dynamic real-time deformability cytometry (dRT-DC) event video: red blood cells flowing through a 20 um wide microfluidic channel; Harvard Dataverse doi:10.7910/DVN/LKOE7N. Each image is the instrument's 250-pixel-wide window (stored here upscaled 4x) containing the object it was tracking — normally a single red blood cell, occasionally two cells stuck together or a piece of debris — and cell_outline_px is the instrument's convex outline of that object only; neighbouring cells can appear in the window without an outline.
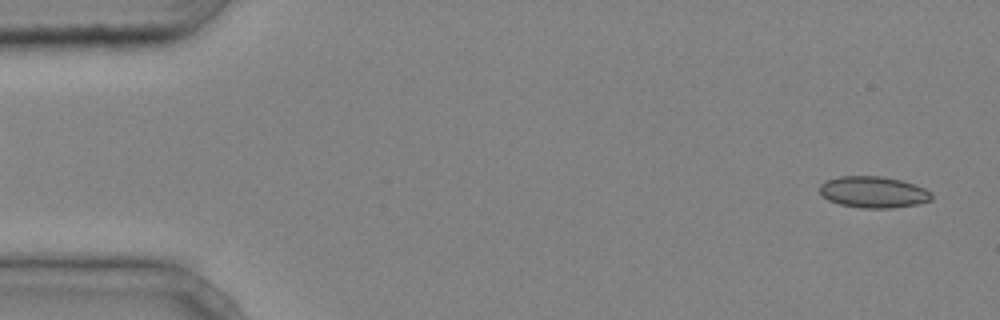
{"species": "common noctule bat (a hibernating species)", "species_latin": "Nyctalus noctula", "temperature_condition": "cold", "stored_images_in_passage": 44, "camera_frame_rate_fps": 3000, "um_per_image_px": 0.085, "animal": {"sex": "male", "body_mass_g": 20.4}, "frame": {"image": 1, "passage_image": 1, "time_ms": 0.0, "image_size_px": [1000, 320], "cell_outline_px": [[932, 200], [920, 204], [892, 208], [860, 208], [840, 204], [828, 200], [820, 192], [820, 184], [828, 180], [840, 176], [880, 176], [900, 180], [924, 188], [932, 192]], "centroid_in_image_um": [74.26, 16.34], "position_along_channel_um": 10.7, "area_um2": 20.46}}
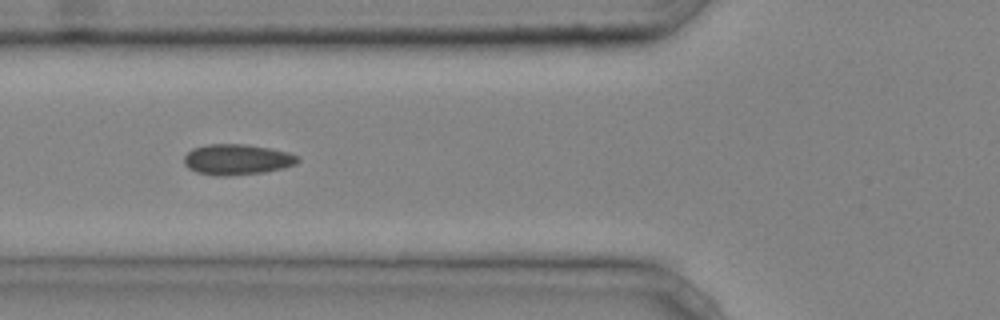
{"frame": {"image": 2, "passage_image": 16, "time_ms": 5.0, "image_size_px": [1000, 320], "cell_outline_px": [[300, 160], [296, 164], [284, 168], [264, 172], [224, 176], [212, 176], [196, 172], [188, 168], [184, 164], [184, 156], [192, 148], [208, 144], [244, 144], [268, 148], [288, 152], [300, 156]], "centroid_in_image_um": [20.14, 13.56], "position_along_channel_um": 105.7, "area_um2": 20.46}}
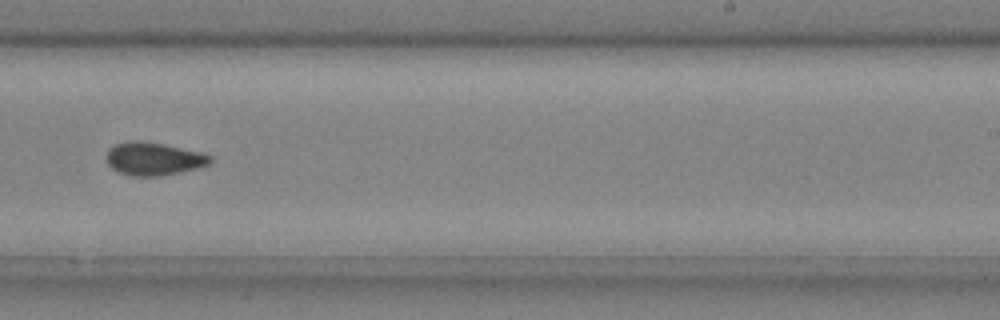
{"frame": {"image": 3, "passage_image": 28, "time_ms": 9.0, "image_size_px": [1000, 320], "cell_outline_px": [[212, 160], [208, 164], [196, 168], [160, 176], [132, 176], [120, 172], [112, 168], [108, 164], [108, 148], [116, 144], [128, 140], [140, 140], [164, 144], [200, 152], [212, 156]], "centroid_in_image_um": [13.05, 13.48], "position_along_channel_um": 276.0, "area_um2": 19.77}, "authors_computed_cell_mechanics": {"area_um2": 19.652, "velocity_mm_per_s": 4.2596, "shape_relaxation_time_tau1_ms": null, "shape_relaxation_time_tau2_ms": 1.3031, "deformation_change_tau1": null, "deformation_change_tau2": 0.0563}}